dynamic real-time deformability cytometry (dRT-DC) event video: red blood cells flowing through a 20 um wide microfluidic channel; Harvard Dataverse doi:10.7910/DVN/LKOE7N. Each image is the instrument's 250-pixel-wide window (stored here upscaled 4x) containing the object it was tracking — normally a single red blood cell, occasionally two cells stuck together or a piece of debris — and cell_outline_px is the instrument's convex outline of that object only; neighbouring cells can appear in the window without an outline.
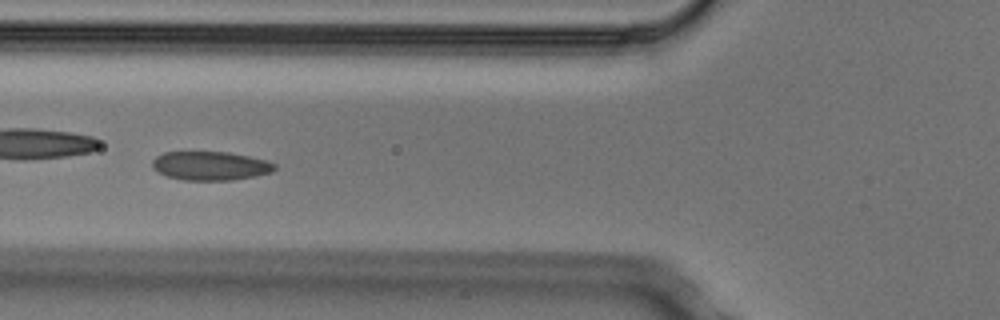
{"species": "Egyptian fruit bat (a non-hibernating species)", "species_latin": "Rousettus aegyptiacus", "temperature_condition": "cold", "stored_images_in_passage": 8, "camera_frame_rate_fps": 3000, "um_per_image_px": 0.085, "animal": {"sex": "male"}, "frame": {"image": 1, "passage_image": 5, "time_ms": 1.333, "image_size_px": [1000, 320], "cell_outline_px": [[276, 168], [272, 172], [232, 180], [184, 180], [168, 176], [152, 168], [152, 160], [156, 156], [164, 152], [228, 152], [268, 160], [276, 164]], "centroid_in_image_um": [17.89, 14.09], "position_along_channel_um": 107.9, "area_um2": 20.46}}
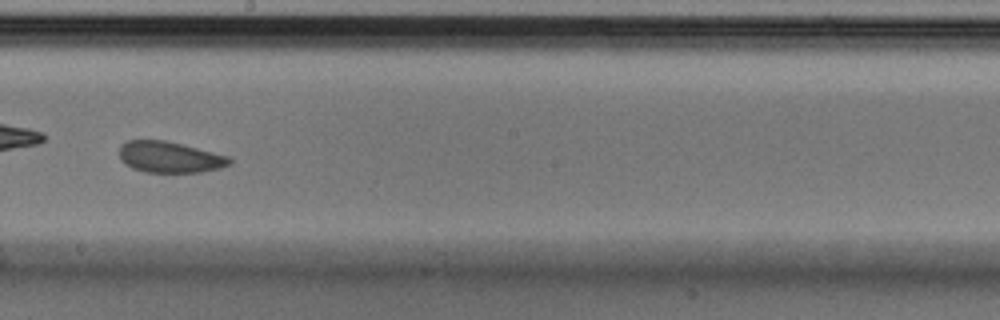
{"frame": {"image": 2, "passage_image": 8, "time_ms": 2.333, "image_size_px": [1000, 320], "cell_outline_px": [[232, 164], [220, 168], [200, 172], [144, 172], [132, 168], [124, 164], [120, 160], [120, 144], [128, 140], [164, 140], [228, 156], [232, 160]], "centroid_in_image_um": [14.39, 13.36], "position_along_channel_um": 233.8, "area_um2": 19.94}}